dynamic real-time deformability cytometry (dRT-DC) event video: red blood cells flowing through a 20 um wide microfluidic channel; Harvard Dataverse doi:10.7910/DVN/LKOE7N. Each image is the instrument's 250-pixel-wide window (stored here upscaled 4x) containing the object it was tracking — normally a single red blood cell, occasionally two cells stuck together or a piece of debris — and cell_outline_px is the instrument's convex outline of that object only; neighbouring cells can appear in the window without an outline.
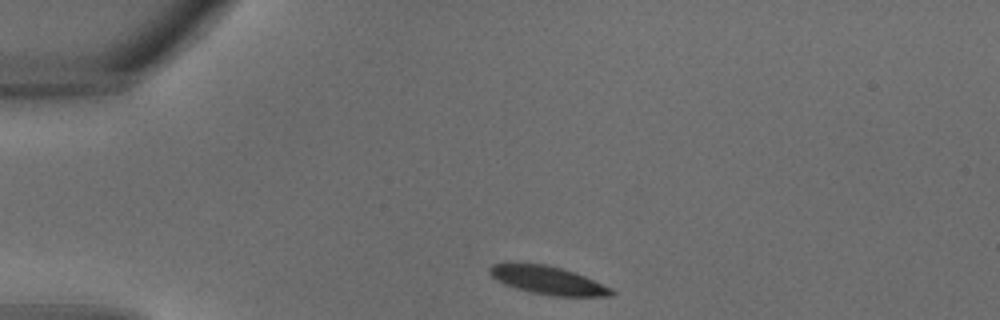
{"species": "common noctule bat (a hibernating species)", "species_latin": "Nyctalus noctula", "temperature_condition": "warm", "stored_images_in_passage": 27, "camera_frame_rate_fps": 3000, "um_per_image_px": 0.085, "animal": {"sex": "male", "body_mass_g": 18.8}, "frame": {"image": 1, "passage_image": 1, "time_ms": 0.0, "image_size_px": [1000, 320], "cell_outline_px": [[616, 292], [612, 296], [552, 296], [532, 292], [516, 288], [504, 284], [492, 276], [488, 272], [488, 268], [492, 264], [508, 260], [516, 260], [548, 264], [584, 276], [612, 288]], "centroid_in_image_um": [46.48, 23.77], "position_along_channel_um": 38.5, "area_um2": 20.58}}
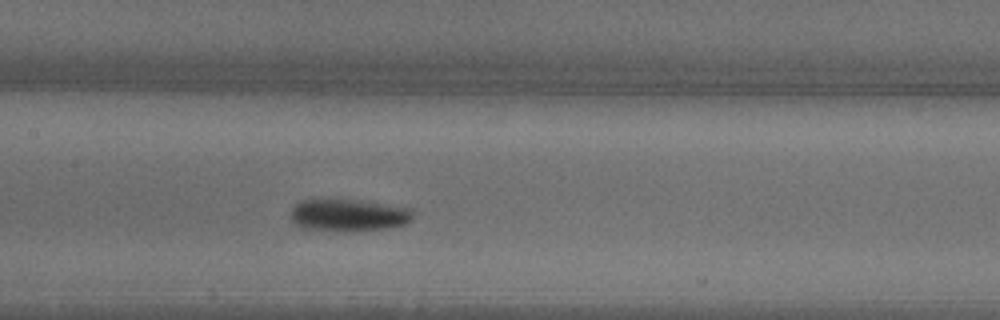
{"frame": {"image": 2, "passage_image": 10, "time_ms": 3.0, "image_size_px": [1000, 320], "cell_outline_px": [[412, 216], [404, 224], [392, 228], [300, 228], [292, 220], [292, 208], [300, 200], [360, 200], [408, 208], [412, 212]], "centroid_in_image_um": [29.6, 18.24], "position_along_channel_um": 177.8, "area_um2": 21.5}}
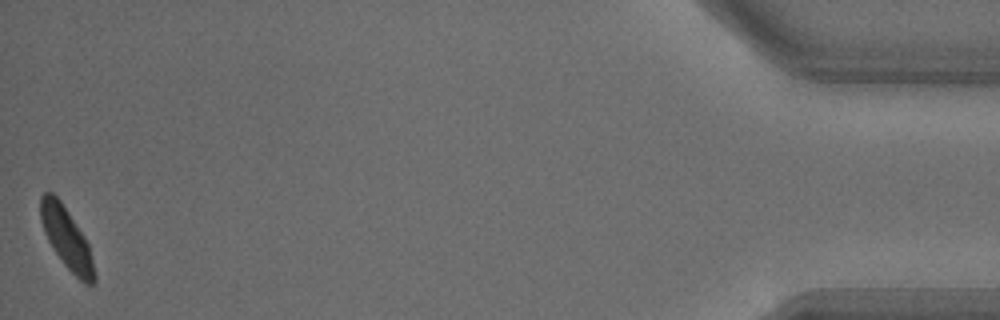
{"frame": {"image": 3, "passage_image": 27, "time_ms": 8.667, "image_size_px": [1000, 320], "cell_outline_px": [[96, 284], [84, 284], [64, 264], [48, 240], [44, 232], [40, 220], [40, 196], [44, 192], [52, 192], [60, 200], [84, 236], [88, 244], [96, 276]], "centroid_in_image_um": [5.65, 20.25], "position_along_channel_um": 429.5, "area_um2": 18.9}}